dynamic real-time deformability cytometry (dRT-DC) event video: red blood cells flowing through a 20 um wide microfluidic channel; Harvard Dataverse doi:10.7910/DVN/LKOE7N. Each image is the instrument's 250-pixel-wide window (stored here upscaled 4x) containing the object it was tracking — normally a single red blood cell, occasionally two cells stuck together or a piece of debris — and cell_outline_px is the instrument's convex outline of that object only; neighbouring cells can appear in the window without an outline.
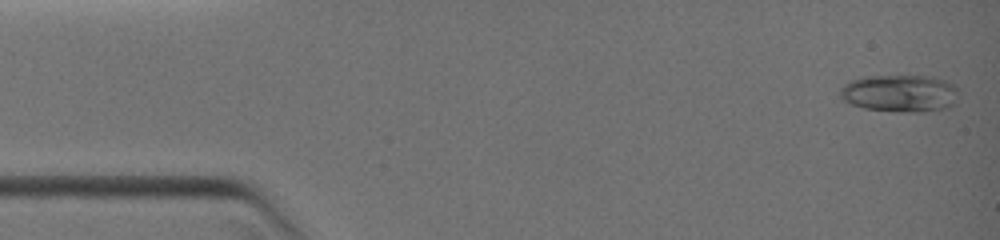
{"species": "common noctule bat (a hibernating species)", "species_latin": "Nyctalus noctula", "temperature_condition": "warm", "stored_images_in_passage": 7, "camera_frame_rate_fps": 3000, "um_per_image_px": 0.085, "animal": {"sex": "female", "body_mass_g": 19.0, "forearm_length_mm": 51.5}, "frame": {"image": 1, "passage_image": 1, "time_ms": 0.0, "image_size_px": [1000, 240], "cell_outline_px": [[956, 88], [952, 104], [940, 108], [864, 108], [852, 104], [844, 100], [840, 96], [840, 92], [844, 84], [852, 80], [864, 76], [932, 76], [944, 80], [952, 84]], "centroid_in_image_um": [76.39, 7.84], "position_along_channel_um": 8.6, "area_um2": 23.81}}